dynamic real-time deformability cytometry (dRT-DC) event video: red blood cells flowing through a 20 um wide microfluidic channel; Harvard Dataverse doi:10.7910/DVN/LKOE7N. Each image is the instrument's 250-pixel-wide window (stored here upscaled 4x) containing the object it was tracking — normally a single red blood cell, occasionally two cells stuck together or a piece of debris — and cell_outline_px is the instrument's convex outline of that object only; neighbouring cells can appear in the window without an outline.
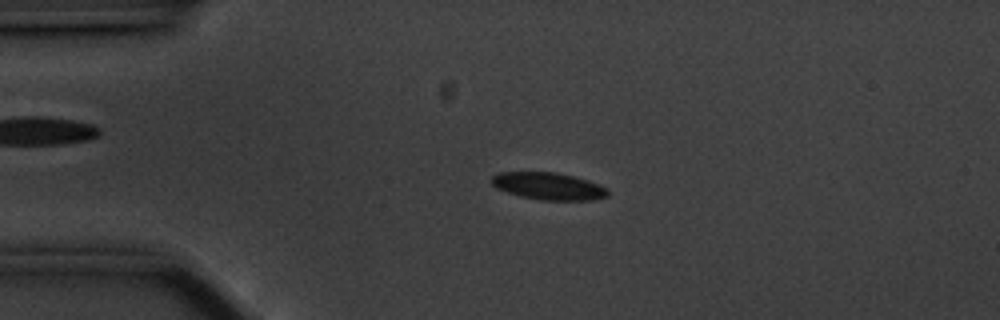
{"species": "common noctule bat (a hibernating species)", "species_latin": "Nyctalus noctula", "temperature_condition": "cold", "stored_images_in_passage": 47, "camera_frame_rate_fps": 3000, "um_per_image_px": 0.085, "animal": {"sex": "male", "body_mass_g": 20.1, "forearm_length_mm": 53.5}, "frame": {"image": 1, "passage_image": 3, "time_ms": 0.667, "image_size_px": [1000, 320], "cell_outline_px": [[608, 196], [592, 200], [540, 200], [520, 196], [496, 188], [492, 184], [492, 176], [500, 172], [556, 172], [572, 176], [608, 188]], "centroid_in_image_um": [46.6, 15.83], "position_along_channel_um": 38.4, "area_um2": 18.21}}
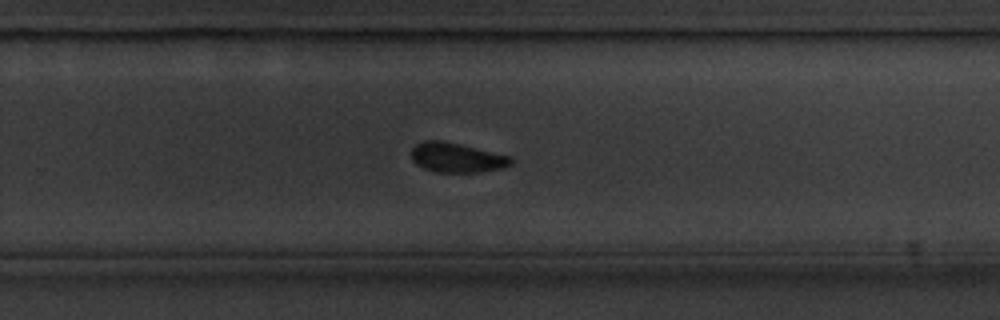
{"frame": {"image": 2, "passage_image": 27, "time_ms": 8.667, "image_size_px": [1000, 320], "cell_outline_px": [[512, 164], [504, 168], [480, 172], [436, 172], [424, 168], [416, 164], [412, 160], [412, 148], [416, 144], [424, 140], [444, 140], [512, 156]], "centroid_in_image_um": [38.84, 13.39], "position_along_channel_um": 291.0, "area_um2": 17.4}}
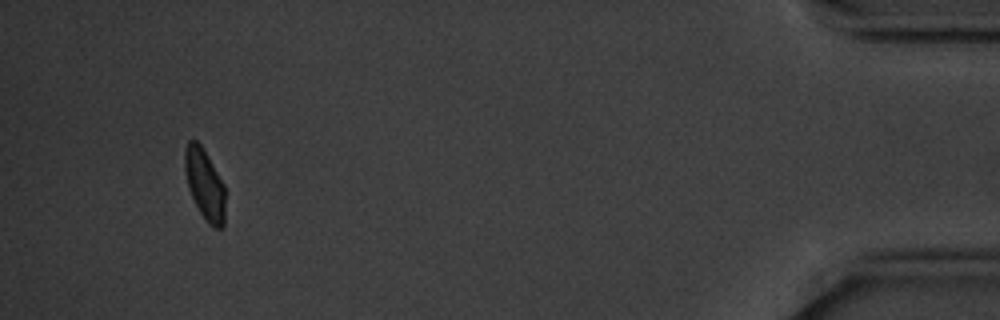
{"frame": {"image": 3, "passage_image": 44, "time_ms": 14.333, "image_size_px": [1000, 320], "cell_outline_px": [[224, 228], [212, 228], [208, 224], [200, 212], [188, 188], [184, 168], [184, 152], [188, 140], [196, 140], [200, 144], [224, 184]], "centroid_in_image_um": [17.39, 15.68], "position_along_channel_um": 417.8, "area_um2": 16.53}, "authors_computed_cell_mechanics": {"area_um2": 18.207, "velocity_mm_per_s": 3.5, "shape_relaxation_time_tau1_ms": 2.4039, "shape_relaxation_time_tau2_ms": 6.41, "deformation_change_tau1": 0.074, "deformation_change_tau2": 0.0752}}